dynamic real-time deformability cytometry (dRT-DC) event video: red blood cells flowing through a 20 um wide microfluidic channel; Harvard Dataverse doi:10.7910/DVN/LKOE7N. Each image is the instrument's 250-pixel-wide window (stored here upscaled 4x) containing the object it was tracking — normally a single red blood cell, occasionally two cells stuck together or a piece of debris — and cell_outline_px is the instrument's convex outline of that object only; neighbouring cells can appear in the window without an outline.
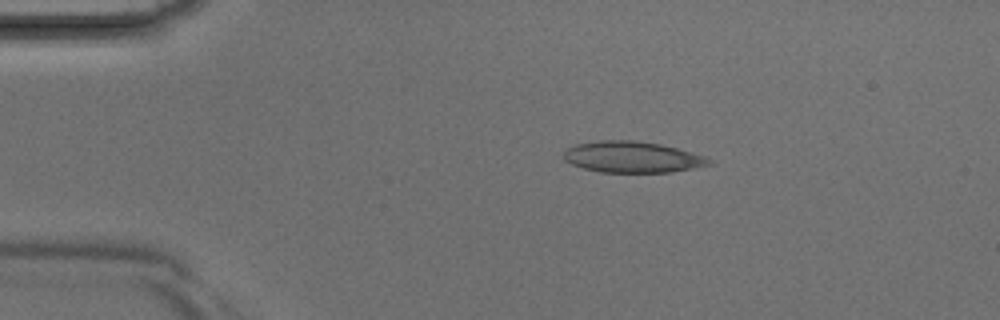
{"species": "Egyptian fruit bat (a non-hibernating species)", "species_latin": "Rousettus aegyptiacus", "temperature_condition": "room temperature", "stored_images_in_passage": 2, "camera_frame_rate_fps": 3000, "um_per_image_px": 0.085, "animal": {"sex": "male"}, "frame": {"image": 1, "passage_image": 1, "time_ms": 0.0, "image_size_px": [1000, 320], "cell_outline_px": [[712, 164], [692, 168], [668, 172], [600, 172], [584, 168], [572, 164], [564, 160], [564, 148], [576, 144], [600, 140], [636, 140], [660, 144], [676, 148], [704, 156], [712, 160]], "centroid_in_image_um": [53.7, 13.34], "position_along_channel_um": 31.3, "area_um2": 26.3}}
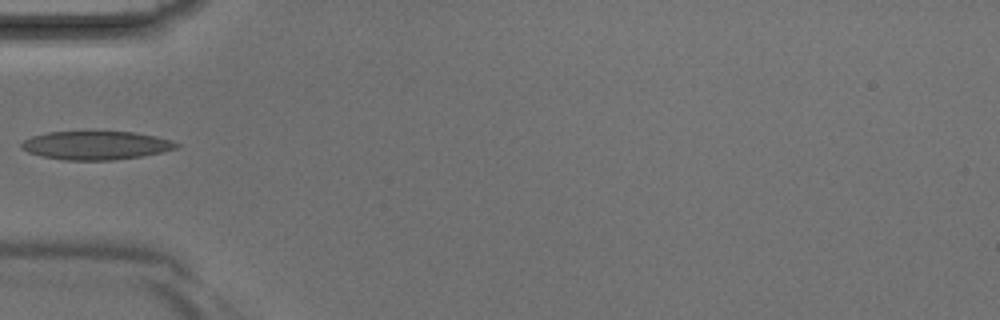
{"frame": {"image": 2, "passage_image": 2, "time_ms": 0.333, "image_size_px": [1000, 320], "cell_outline_px": [[180, 144], [176, 148], [144, 156], [112, 160], [64, 160], [40, 156], [28, 152], [20, 148], [20, 144], [24, 140], [32, 136], [48, 132], [88, 128], [136, 132], [156, 136]], "centroid_in_image_um": [8.1, 12.3], "position_along_channel_um": 76.9, "area_um2": 26.93}}